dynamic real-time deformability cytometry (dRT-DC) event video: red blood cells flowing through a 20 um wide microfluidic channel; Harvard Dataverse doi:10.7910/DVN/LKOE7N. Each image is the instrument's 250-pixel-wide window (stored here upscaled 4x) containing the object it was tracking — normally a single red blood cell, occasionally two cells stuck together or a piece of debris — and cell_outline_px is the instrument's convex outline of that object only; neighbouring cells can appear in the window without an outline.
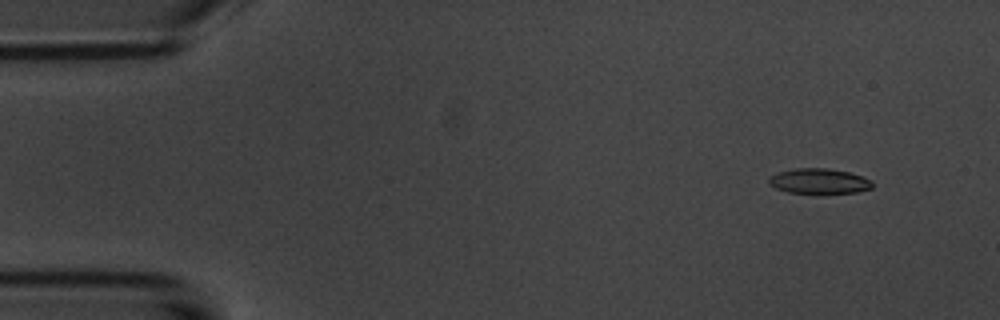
{"species": "common noctule bat (a hibernating species)", "species_latin": "Nyctalus noctula", "temperature_condition": "room temperature", "stored_images_in_passage": 55, "camera_frame_rate_fps": 3000, "um_per_image_px": 0.085, "animal": {"sex": "male", "body_mass_g": 20.1, "forearm_length_mm": 53.5}, "frame": {"image": 1, "passage_image": 5, "time_ms": 1.333, "image_size_px": [1000, 320], "cell_outline_px": [[872, 188], [856, 192], [788, 192], [776, 188], [768, 184], [768, 176], [792, 168], [828, 168], [848, 172], [864, 176], [872, 180]], "centroid_in_image_um": [69.61, 15.37], "position_along_channel_um": 15.4, "area_um2": 15.03}}
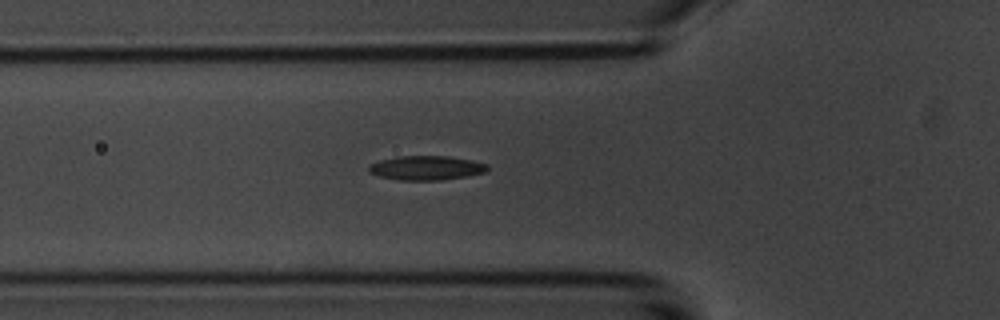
{"frame": {"image": 2, "passage_image": 19, "time_ms": 6.0, "image_size_px": [1000, 320], "cell_outline_px": [[488, 172], [444, 180], [400, 180], [380, 176], [368, 172], [368, 164], [380, 160], [396, 156], [448, 156], [472, 160], [488, 164]], "centroid_in_image_um": [36.24, 14.27], "position_along_channel_um": 89.6, "area_um2": 16.94}}
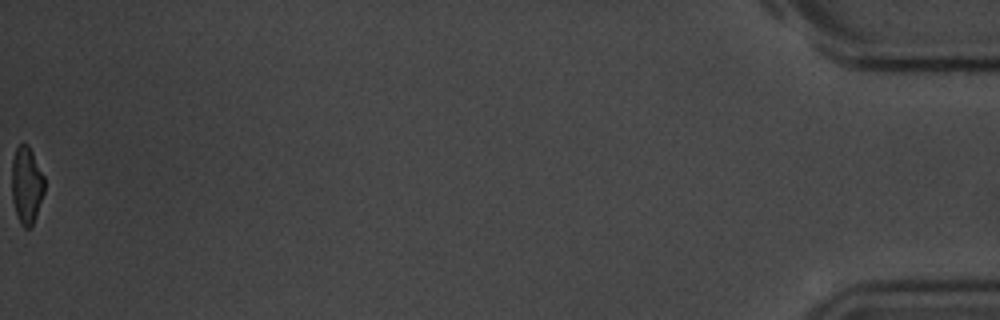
{"frame": {"image": 3, "passage_image": 55, "time_ms": 18.0, "image_size_px": [1000, 320], "cell_outline_px": [[44, 192], [32, 228], [24, 228], [20, 224], [12, 200], [12, 160], [16, 148], [24, 140], [28, 144], [44, 176]], "centroid_in_image_um": [2.26, 15.73], "position_along_channel_um": 432.9, "area_um2": 14.8}, "authors_computed_cell_mechanics": {"area_um2": 16.2996, "velocity_mm_per_s": 3.7113, "shape_relaxation_time_tau1_ms": 3.5061, "shape_relaxation_time_tau2_ms": 3.3902, "deformation_change_tau1": 0.1347, "deformation_change_tau2": 0.0993}}